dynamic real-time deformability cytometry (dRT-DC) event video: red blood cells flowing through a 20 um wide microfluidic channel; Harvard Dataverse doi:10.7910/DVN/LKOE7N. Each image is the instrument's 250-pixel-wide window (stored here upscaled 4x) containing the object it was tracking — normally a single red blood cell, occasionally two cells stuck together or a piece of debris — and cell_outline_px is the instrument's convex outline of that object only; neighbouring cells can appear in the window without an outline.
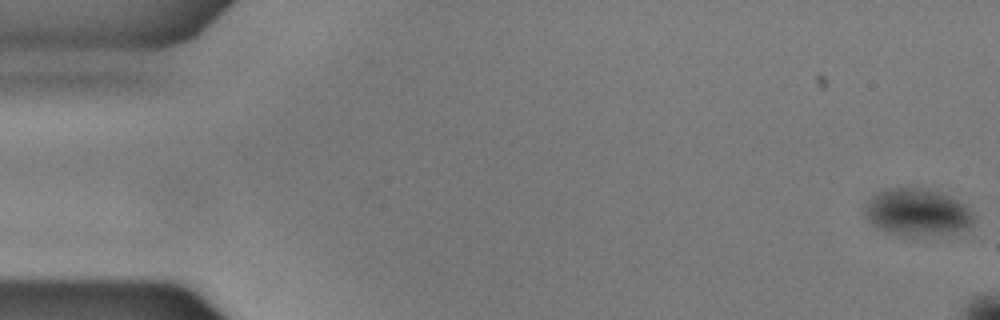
{"species": "common noctule bat (a hibernating species)", "species_latin": "Nyctalus noctula", "temperature_condition": "warm", "stored_images_in_passage": 13, "camera_frame_rate_fps": 3000, "um_per_image_px": 0.085, "animal": {"sex": "male", "body_mass_g": 17.9}, "frame": {"image": 1, "passage_image": 1, "time_ms": 0.0, "image_size_px": [1000, 320], "cell_outline_px": [[976, 216], [972, 224], [968, 228], [960, 232], [932, 240], [924, 240], [900, 236], [884, 232], [872, 224], [868, 220], [864, 212], [864, 204], [872, 196], [888, 188], [920, 188], [936, 192], [960, 200]], "centroid_in_image_um": [78.01, 18.15], "position_along_channel_um": 7.0, "area_um2": 31.33}}